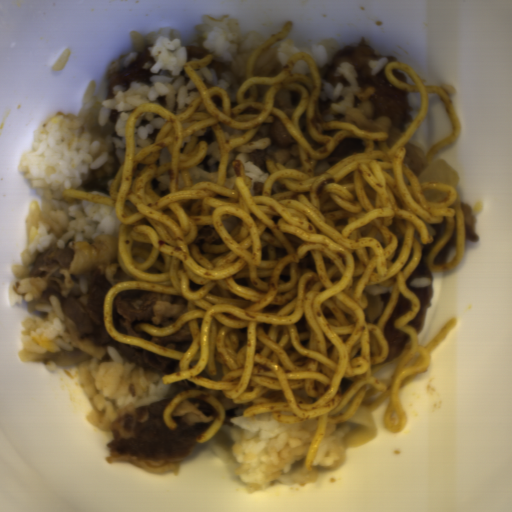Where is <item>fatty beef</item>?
<instances>
[{"instance_id":"8fa450e3","label":"fatty beef","mask_w":512,"mask_h":512,"mask_svg":"<svg viewBox=\"0 0 512 512\" xmlns=\"http://www.w3.org/2000/svg\"><path fill=\"white\" fill-rule=\"evenodd\" d=\"M118 236L119 228L48 249L31 270L29 285L36 304L51 305V299H58L81 342L119 351L133 366L155 374L181 372V359L115 342L105 329L106 294L116 283L135 280L120 267Z\"/></svg>"},{"instance_id":"1bbc456c","label":"fatty beef","mask_w":512,"mask_h":512,"mask_svg":"<svg viewBox=\"0 0 512 512\" xmlns=\"http://www.w3.org/2000/svg\"><path fill=\"white\" fill-rule=\"evenodd\" d=\"M197 389L208 388L187 379L171 382L161 402L141 406L113 424L107 462L135 465L143 474L175 472L218 415L208 402L186 398L172 415L176 430L167 426L165 408L182 391Z\"/></svg>"},{"instance_id":"5ad873be","label":"fatty beef","mask_w":512,"mask_h":512,"mask_svg":"<svg viewBox=\"0 0 512 512\" xmlns=\"http://www.w3.org/2000/svg\"><path fill=\"white\" fill-rule=\"evenodd\" d=\"M390 62L402 63L397 56L375 53L361 38L357 43L342 47L319 70L320 89L346 85L345 79L334 71L348 65L358 84L367 87L366 106L370 117L387 120L389 127L396 132L407 127L412 113L410 92L399 90L386 76L385 68Z\"/></svg>"},{"instance_id":"51303b74","label":"fatty beef","mask_w":512,"mask_h":512,"mask_svg":"<svg viewBox=\"0 0 512 512\" xmlns=\"http://www.w3.org/2000/svg\"><path fill=\"white\" fill-rule=\"evenodd\" d=\"M187 310V300L180 296L136 288L120 290L112 306L113 325L120 334L132 335L184 354L193 341L188 321L167 337H152L146 331L136 332L133 328L140 323L165 327L173 324Z\"/></svg>"},{"instance_id":"2513f850","label":"fatty beef","mask_w":512,"mask_h":512,"mask_svg":"<svg viewBox=\"0 0 512 512\" xmlns=\"http://www.w3.org/2000/svg\"><path fill=\"white\" fill-rule=\"evenodd\" d=\"M256 139H269L268 146L253 150L249 155L258 171L270 172L266 168L268 157L272 160L275 169H294L305 172L301 165L297 142L275 115L273 122L262 123L250 140Z\"/></svg>"},{"instance_id":"7934fd38","label":"fatty beef","mask_w":512,"mask_h":512,"mask_svg":"<svg viewBox=\"0 0 512 512\" xmlns=\"http://www.w3.org/2000/svg\"><path fill=\"white\" fill-rule=\"evenodd\" d=\"M425 224L429 230V233L433 241L431 243H422L420 234L415 228L414 237L417 239L421 246L422 258L417 267L404 281L406 287L413 291L420 301V309L418 313L406 325L412 327L416 331L418 337L420 336L424 327L428 307L434 291L435 277L438 273L432 272L431 269L429 268V255L434 245L442 239L447 227L445 216L442 222Z\"/></svg>"},{"instance_id":"6575b59f","label":"fatty beef","mask_w":512,"mask_h":512,"mask_svg":"<svg viewBox=\"0 0 512 512\" xmlns=\"http://www.w3.org/2000/svg\"><path fill=\"white\" fill-rule=\"evenodd\" d=\"M150 48L151 43H144L112 59L106 71L107 96L116 91H127L132 83L152 84L155 58Z\"/></svg>"},{"instance_id":"f438e4f6","label":"fatty beef","mask_w":512,"mask_h":512,"mask_svg":"<svg viewBox=\"0 0 512 512\" xmlns=\"http://www.w3.org/2000/svg\"><path fill=\"white\" fill-rule=\"evenodd\" d=\"M125 153L118 147L106 156L103 162L78 187L104 197H113L114 180L124 160Z\"/></svg>"},{"instance_id":"90047fb2","label":"fatty beef","mask_w":512,"mask_h":512,"mask_svg":"<svg viewBox=\"0 0 512 512\" xmlns=\"http://www.w3.org/2000/svg\"><path fill=\"white\" fill-rule=\"evenodd\" d=\"M410 310H412V300L400 293L398 304L383 329L389 347L385 362H391L395 359L403 352L406 344L410 342V336L400 328L395 327V321Z\"/></svg>"},{"instance_id":"9584ab52","label":"fatty beef","mask_w":512,"mask_h":512,"mask_svg":"<svg viewBox=\"0 0 512 512\" xmlns=\"http://www.w3.org/2000/svg\"><path fill=\"white\" fill-rule=\"evenodd\" d=\"M194 137L198 138L197 143L207 142V156L201 163L193 168L205 170L219 169V149L211 126L203 130H197L196 132L184 138L179 152L183 153L190 140Z\"/></svg>"},{"instance_id":"626b1e2c","label":"fatty beef","mask_w":512,"mask_h":512,"mask_svg":"<svg viewBox=\"0 0 512 512\" xmlns=\"http://www.w3.org/2000/svg\"><path fill=\"white\" fill-rule=\"evenodd\" d=\"M365 149L363 141L358 138H345L327 158L317 161L314 176L327 171L338 161L353 154L363 153Z\"/></svg>"},{"instance_id":"32593e17","label":"fatty beef","mask_w":512,"mask_h":512,"mask_svg":"<svg viewBox=\"0 0 512 512\" xmlns=\"http://www.w3.org/2000/svg\"><path fill=\"white\" fill-rule=\"evenodd\" d=\"M426 153L416 144L407 143L402 164L411 169L417 178L420 170L428 163Z\"/></svg>"},{"instance_id":"4eb80afc","label":"fatty beef","mask_w":512,"mask_h":512,"mask_svg":"<svg viewBox=\"0 0 512 512\" xmlns=\"http://www.w3.org/2000/svg\"><path fill=\"white\" fill-rule=\"evenodd\" d=\"M220 400L226 411V417L223 424H233L236 419L244 418V411L253 407L251 403H235L234 400L228 398L221 391L215 394Z\"/></svg>"},{"instance_id":"f45762d5","label":"fatty beef","mask_w":512,"mask_h":512,"mask_svg":"<svg viewBox=\"0 0 512 512\" xmlns=\"http://www.w3.org/2000/svg\"><path fill=\"white\" fill-rule=\"evenodd\" d=\"M466 234V244L472 241H477L478 238V224L475 220L472 210L466 205L465 202H459Z\"/></svg>"},{"instance_id":"c3ffbf5f","label":"fatty beef","mask_w":512,"mask_h":512,"mask_svg":"<svg viewBox=\"0 0 512 512\" xmlns=\"http://www.w3.org/2000/svg\"><path fill=\"white\" fill-rule=\"evenodd\" d=\"M455 246H458V243L455 237L453 236L434 258V263H436L437 265L446 263Z\"/></svg>"}]
</instances>
